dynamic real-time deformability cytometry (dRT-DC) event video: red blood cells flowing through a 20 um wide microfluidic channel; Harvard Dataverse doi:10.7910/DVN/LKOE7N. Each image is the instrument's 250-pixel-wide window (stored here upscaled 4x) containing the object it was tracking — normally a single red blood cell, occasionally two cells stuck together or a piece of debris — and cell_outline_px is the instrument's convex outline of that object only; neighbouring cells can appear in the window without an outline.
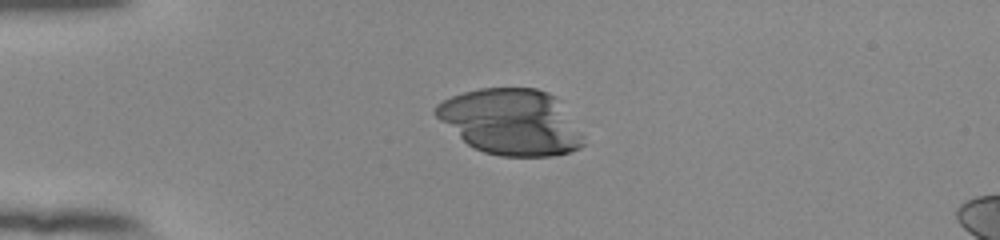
{"species": "human", "species_latin": "Homo sapiens", "temperature_condition": "room temperature", "stored_images_in_passage": 54, "camera_frame_rate_fps": 3000, "um_per_image_px": 0.085, "donor": {"sex": "female"}, "frame": {"image": 1, "passage_image": 15, "time_ms": 4.667, "image_size_px": [1000, 240], "cell_outline_px": [[588, 144], [580, 148], [568, 152], [552, 156], [500, 156], [484, 152], [468, 144], [440, 120], [432, 112], [436, 104], [452, 96], [464, 92], [480, 88], [536, 88], [548, 92], [556, 96], [584, 132]], "centroid_in_image_um": [43.52, 10.36], "position_along_channel_um": 41.5, "area_um2": 57.05}}